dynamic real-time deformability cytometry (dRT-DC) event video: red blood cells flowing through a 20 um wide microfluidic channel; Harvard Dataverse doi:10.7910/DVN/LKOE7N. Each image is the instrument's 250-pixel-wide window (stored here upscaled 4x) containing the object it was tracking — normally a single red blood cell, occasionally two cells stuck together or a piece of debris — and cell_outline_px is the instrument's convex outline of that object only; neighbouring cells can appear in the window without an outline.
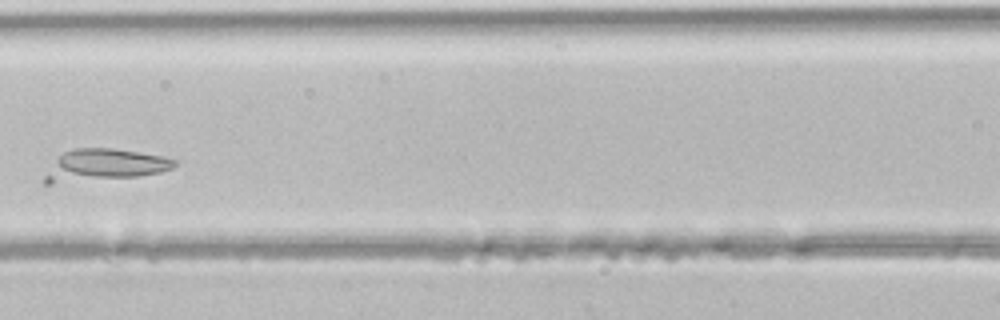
{"species": "common noctule bat (a hibernating species)", "species_latin": "Nyctalus noctula", "temperature_condition": "room temperature", "stored_images_in_passage": 4, "camera_frame_rate_fps": 3000, "um_per_image_px": 0.085, "animal": {"sex": "male", "body_mass_g": 21.5, "forearm_length_mm": 52.0}, "frame": {"image": 1, "passage_image": 4, "time_ms": 1.0, "image_size_px": [1000, 320], "cell_outline_px": [[176, 164], [172, 168], [160, 172], [136, 176], [52, 184], [44, 184], [44, 176], [56, 160], [64, 152], [76, 148], [116, 148], [140, 152], [160, 156], [176, 160]], "centroid_in_image_um": [8.85, 14.03], "position_along_channel_um": 157.7, "area_um2": 23.7}}